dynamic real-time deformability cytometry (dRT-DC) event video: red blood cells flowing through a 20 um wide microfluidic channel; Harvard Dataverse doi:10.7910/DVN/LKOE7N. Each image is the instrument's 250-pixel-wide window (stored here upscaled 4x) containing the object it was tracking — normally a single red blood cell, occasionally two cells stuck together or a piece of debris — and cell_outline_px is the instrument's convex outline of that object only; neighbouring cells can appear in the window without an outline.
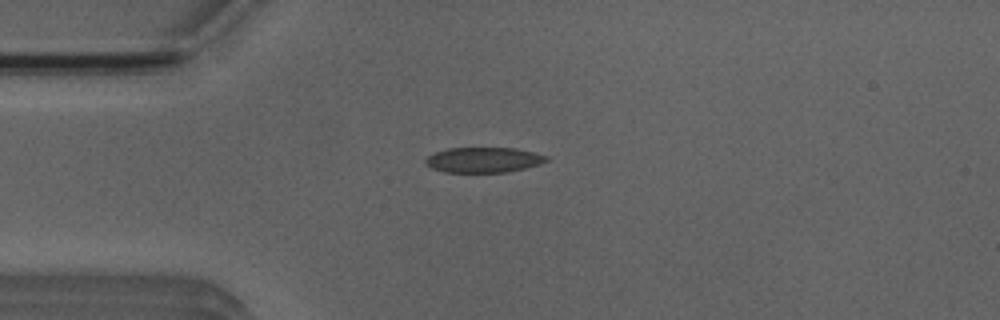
{"species": "Egyptian fruit bat (a non-hibernating species)", "species_latin": "Rousettus aegyptiacus", "temperature_condition": "room temperature", "stored_images_in_passage": 4, "camera_frame_rate_fps": 3000, "um_per_image_px": 0.085, "animal": {"sex": "male"}, "frame": {"image": 1, "passage_image": 4, "time_ms": 3.333, "image_size_px": [1000, 320], "cell_outline_px": [[548, 160], [540, 164], [508, 172], [444, 172], [432, 168], [424, 164], [424, 160], [428, 156], [436, 152], [448, 148], [516, 148], [548, 156]], "centroid_in_image_um": [41.08, 13.59], "position_along_channel_um": 43.9, "area_um2": 17.74}}